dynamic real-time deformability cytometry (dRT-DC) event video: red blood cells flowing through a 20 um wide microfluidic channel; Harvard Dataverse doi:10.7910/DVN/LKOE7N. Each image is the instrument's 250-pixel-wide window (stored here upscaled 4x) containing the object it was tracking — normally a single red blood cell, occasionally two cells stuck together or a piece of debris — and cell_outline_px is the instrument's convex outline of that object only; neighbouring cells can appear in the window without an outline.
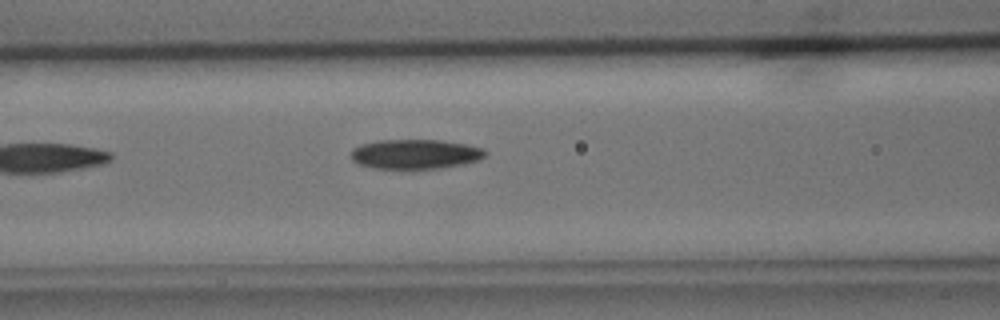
{"species": "common noctule bat (a hibernating species)", "species_latin": "Nyctalus noctula", "temperature_condition": "cold", "stored_images_in_passage": 6, "camera_frame_rate_fps": 3000, "um_per_image_px": 0.085, "animal": {"sex": "male", "body_mass_g": 15.6}, "frame": {"image": 1, "passage_image": 6, "time_ms": 6.0, "image_size_px": [1000, 320], "cell_outline_px": [[488, 152], [480, 160], [464, 164], [440, 168], [372, 168], [356, 164], [352, 160], [352, 148], [360, 144], [376, 140], [440, 140], [464, 144], [480, 148]], "centroid_in_image_um": [35.26, 13.1], "position_along_channel_um": 131.3, "area_um2": 23.18}}